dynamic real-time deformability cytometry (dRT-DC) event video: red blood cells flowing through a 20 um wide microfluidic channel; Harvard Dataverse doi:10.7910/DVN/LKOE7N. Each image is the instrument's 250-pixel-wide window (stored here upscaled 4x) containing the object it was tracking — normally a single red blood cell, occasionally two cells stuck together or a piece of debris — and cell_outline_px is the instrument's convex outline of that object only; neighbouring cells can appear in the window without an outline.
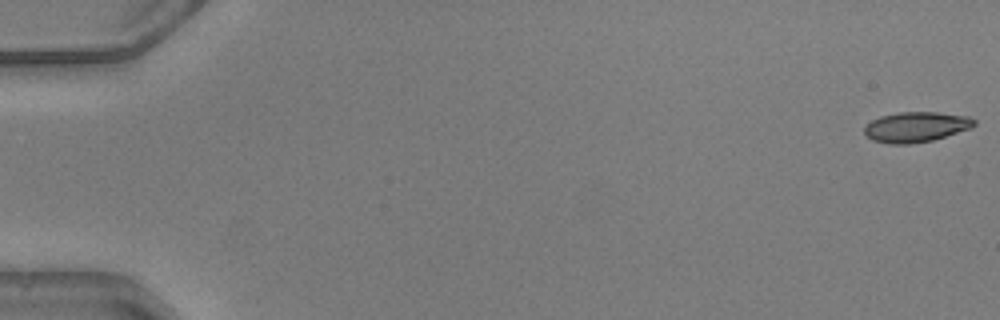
{"species": "common noctule bat (a hibernating species)", "species_latin": "Nyctalus noctula", "temperature_condition": "warm", "stored_images_in_passage": 50, "camera_frame_rate_fps": 3000, "um_per_image_px": 0.085, "animal": {"sex": "male", "body_mass_g": 20.5, "forearm_length_mm": 52.5}, "frame": {"image": 1, "passage_image": 1, "time_ms": 0.0, "image_size_px": [1000, 320], "cell_outline_px": [[976, 124], [972, 128], [932, 140], [908, 144], [888, 144], [872, 140], [864, 132], [864, 128], [872, 120], [880, 116], [900, 112], [936, 112], [968, 116], [976, 120]], "centroid_in_image_um": [77.88, 10.79], "position_along_channel_um": 7.1, "area_um2": 19.31}}
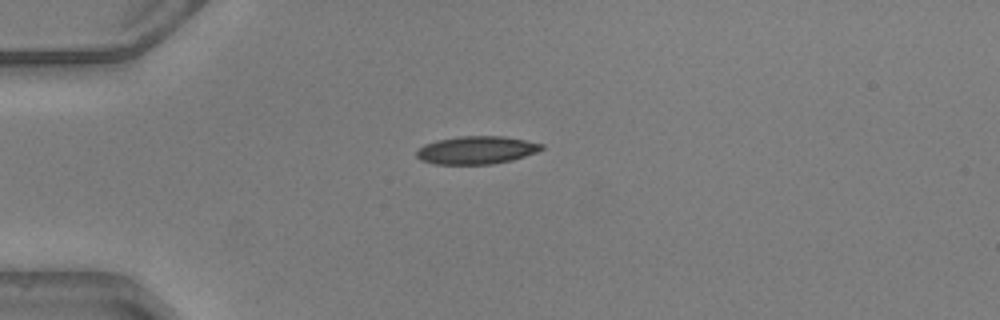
{"frame": {"image": 2, "passage_image": 14, "time_ms": 4.333, "image_size_px": [1000, 320], "cell_outline_px": [[544, 148], [536, 152], [512, 160], [492, 164], [436, 164], [420, 160], [416, 156], [416, 152], [424, 144], [436, 140], [460, 136], [504, 136], [544, 144]], "centroid_in_image_um": [40.49, 12.75], "position_along_channel_um": 44.5, "area_um2": 20.29}}
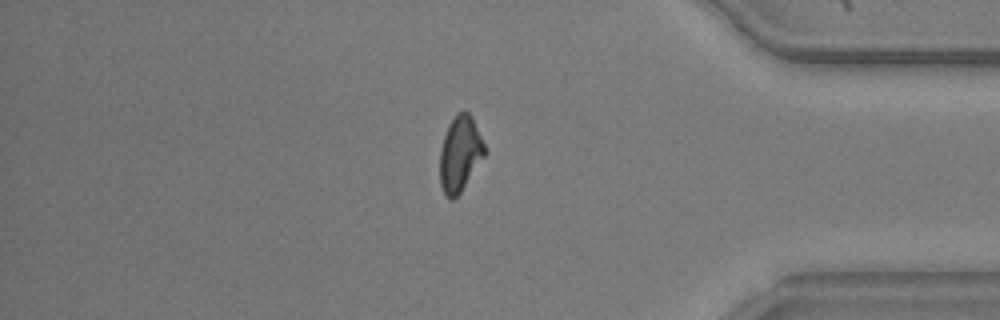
{"frame": {"image": 3, "passage_image": 43, "time_ms": 14.0, "image_size_px": [1000, 320], "cell_outline_px": [[484, 156], [460, 192], [452, 200], [444, 192], [440, 184], [440, 148], [448, 124], [456, 112], [468, 112], [472, 116], [484, 144]], "centroid_in_image_um": [39.08, 13.03], "position_along_channel_um": 396.1, "area_um2": 19.31}, "authors_computed_cell_mechanics": {"area_um2": 19.8254, "velocity_mm_per_s": 4.1451, "shape_relaxation_time_tau1_ms": null, "shape_relaxation_time_tau2_ms": 2.8591, "deformation_change_tau1": null, "deformation_change_tau2": 0.0973}}